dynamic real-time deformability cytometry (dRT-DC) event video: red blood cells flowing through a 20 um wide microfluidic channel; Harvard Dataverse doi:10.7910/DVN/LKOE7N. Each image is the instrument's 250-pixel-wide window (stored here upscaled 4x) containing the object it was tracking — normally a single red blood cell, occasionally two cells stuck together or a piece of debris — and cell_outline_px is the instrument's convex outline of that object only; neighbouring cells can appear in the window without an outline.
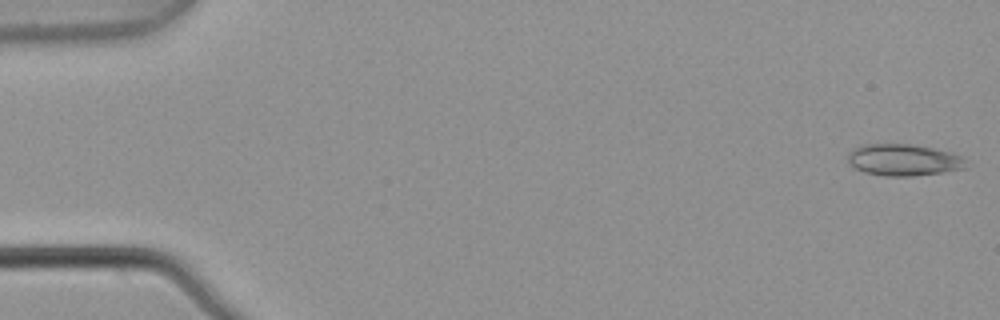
{"species": "common noctule bat (a hibernating species)", "species_latin": "Nyctalus noctula", "temperature_condition": "warm", "stored_images_in_passage": 5, "camera_frame_rate_fps": 3000, "um_per_image_px": 0.085, "animal": {"sex": "male", "body_mass_g": 21.5, "forearm_length_mm": 52.0}, "frame": {"image": 1, "passage_image": 1, "time_ms": 0.0, "image_size_px": [1000, 320], "cell_outline_px": [[972, 164], [968, 168], [912, 176], [884, 176], [864, 172], [856, 168], [848, 160], [848, 152], [852, 148], [860, 144], [912, 144], [936, 148], [952, 152], [960, 156]], "centroid_in_image_um": [76.85, 13.58], "position_along_channel_um": 8.2, "area_um2": 22.14}}
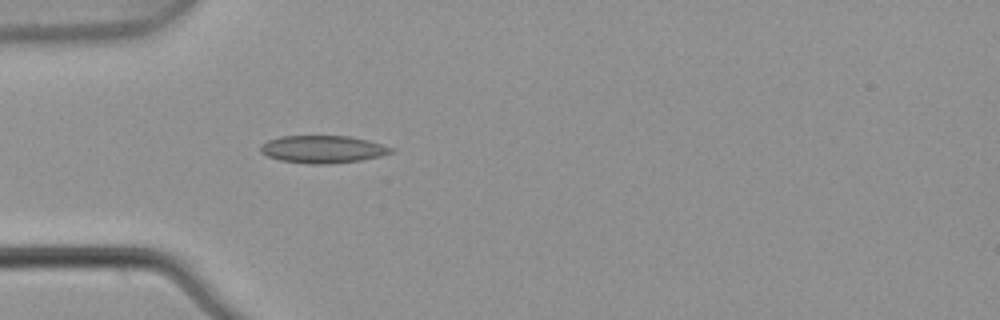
{"frame": {"image": 2, "passage_image": 5, "time_ms": 1.333, "image_size_px": [1000, 320], "cell_outline_px": [[392, 152], [380, 156], [360, 160], [328, 164], [312, 164], [280, 160], [268, 156], [260, 152], [260, 144], [268, 140], [280, 136], [348, 136], [368, 140], [392, 148]], "centroid_in_image_um": [27.38, 12.68], "position_along_channel_um": 57.6, "area_um2": 20.75}}